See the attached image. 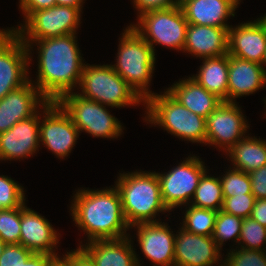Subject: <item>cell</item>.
I'll return each mask as SVG.
<instances>
[{
  "mask_svg": "<svg viewBox=\"0 0 266 266\" xmlns=\"http://www.w3.org/2000/svg\"><path fill=\"white\" fill-rule=\"evenodd\" d=\"M22 42L27 46L29 56L33 44L38 47V75L36 81L31 82L48 101H58L79 86L85 63L76 34Z\"/></svg>",
  "mask_w": 266,
  "mask_h": 266,
  "instance_id": "cell-1",
  "label": "cell"
},
{
  "mask_svg": "<svg viewBox=\"0 0 266 266\" xmlns=\"http://www.w3.org/2000/svg\"><path fill=\"white\" fill-rule=\"evenodd\" d=\"M73 198L71 216L78 230L86 233L87 242L120 239L130 235L127 233L130 226L124 216L116 186L101 190L78 189Z\"/></svg>",
  "mask_w": 266,
  "mask_h": 266,
  "instance_id": "cell-2",
  "label": "cell"
},
{
  "mask_svg": "<svg viewBox=\"0 0 266 266\" xmlns=\"http://www.w3.org/2000/svg\"><path fill=\"white\" fill-rule=\"evenodd\" d=\"M128 225L160 222L156 215L170 211L163 204L157 173L134 171L120 173L115 182ZM155 219V220H154Z\"/></svg>",
  "mask_w": 266,
  "mask_h": 266,
  "instance_id": "cell-3",
  "label": "cell"
},
{
  "mask_svg": "<svg viewBox=\"0 0 266 266\" xmlns=\"http://www.w3.org/2000/svg\"><path fill=\"white\" fill-rule=\"evenodd\" d=\"M117 51L116 64L112 65L114 71L146 101L154 94L149 90L156 63L153 48L133 27L127 25Z\"/></svg>",
  "mask_w": 266,
  "mask_h": 266,
  "instance_id": "cell-4",
  "label": "cell"
},
{
  "mask_svg": "<svg viewBox=\"0 0 266 266\" xmlns=\"http://www.w3.org/2000/svg\"><path fill=\"white\" fill-rule=\"evenodd\" d=\"M145 101V122L162 127L184 141L206 145V118L190 112L166 90Z\"/></svg>",
  "mask_w": 266,
  "mask_h": 266,
  "instance_id": "cell-5",
  "label": "cell"
},
{
  "mask_svg": "<svg viewBox=\"0 0 266 266\" xmlns=\"http://www.w3.org/2000/svg\"><path fill=\"white\" fill-rule=\"evenodd\" d=\"M82 97L109 107L145 105L137 92L114 71L112 64H84L79 86Z\"/></svg>",
  "mask_w": 266,
  "mask_h": 266,
  "instance_id": "cell-6",
  "label": "cell"
},
{
  "mask_svg": "<svg viewBox=\"0 0 266 266\" xmlns=\"http://www.w3.org/2000/svg\"><path fill=\"white\" fill-rule=\"evenodd\" d=\"M133 29L153 48L159 44L166 48L183 51L188 22L180 5L149 11L138 18Z\"/></svg>",
  "mask_w": 266,
  "mask_h": 266,
  "instance_id": "cell-7",
  "label": "cell"
},
{
  "mask_svg": "<svg viewBox=\"0 0 266 266\" xmlns=\"http://www.w3.org/2000/svg\"><path fill=\"white\" fill-rule=\"evenodd\" d=\"M57 102L70 115L80 133L107 139L118 138L123 133L120 121L110 114L104 104L86 99L77 92L67 93Z\"/></svg>",
  "mask_w": 266,
  "mask_h": 266,
  "instance_id": "cell-8",
  "label": "cell"
},
{
  "mask_svg": "<svg viewBox=\"0 0 266 266\" xmlns=\"http://www.w3.org/2000/svg\"><path fill=\"white\" fill-rule=\"evenodd\" d=\"M81 12L71 6L55 5L33 12L24 23L8 30L14 31L21 40H42L50 37L77 34L81 24Z\"/></svg>",
  "mask_w": 266,
  "mask_h": 266,
  "instance_id": "cell-9",
  "label": "cell"
},
{
  "mask_svg": "<svg viewBox=\"0 0 266 266\" xmlns=\"http://www.w3.org/2000/svg\"><path fill=\"white\" fill-rule=\"evenodd\" d=\"M206 171L208 168L199 156L189 155L168 172H156L161 198L169 211L190 204L200 178Z\"/></svg>",
  "mask_w": 266,
  "mask_h": 266,
  "instance_id": "cell-10",
  "label": "cell"
},
{
  "mask_svg": "<svg viewBox=\"0 0 266 266\" xmlns=\"http://www.w3.org/2000/svg\"><path fill=\"white\" fill-rule=\"evenodd\" d=\"M42 114H40V142L55 156L65 159L74 148L80 131L57 101H48L43 106Z\"/></svg>",
  "mask_w": 266,
  "mask_h": 266,
  "instance_id": "cell-11",
  "label": "cell"
},
{
  "mask_svg": "<svg viewBox=\"0 0 266 266\" xmlns=\"http://www.w3.org/2000/svg\"><path fill=\"white\" fill-rule=\"evenodd\" d=\"M32 58L21 38L8 29L0 32V99L30 79Z\"/></svg>",
  "mask_w": 266,
  "mask_h": 266,
  "instance_id": "cell-12",
  "label": "cell"
},
{
  "mask_svg": "<svg viewBox=\"0 0 266 266\" xmlns=\"http://www.w3.org/2000/svg\"><path fill=\"white\" fill-rule=\"evenodd\" d=\"M249 127L238 104L223 101L206 117V145L226 152L246 136Z\"/></svg>",
  "mask_w": 266,
  "mask_h": 266,
  "instance_id": "cell-13",
  "label": "cell"
},
{
  "mask_svg": "<svg viewBox=\"0 0 266 266\" xmlns=\"http://www.w3.org/2000/svg\"><path fill=\"white\" fill-rule=\"evenodd\" d=\"M220 251L212 236L192 234L180 227L175 238L174 266H222L224 254Z\"/></svg>",
  "mask_w": 266,
  "mask_h": 266,
  "instance_id": "cell-14",
  "label": "cell"
},
{
  "mask_svg": "<svg viewBox=\"0 0 266 266\" xmlns=\"http://www.w3.org/2000/svg\"><path fill=\"white\" fill-rule=\"evenodd\" d=\"M18 121L6 132L0 133V160L12 161L31 157L40 147V113Z\"/></svg>",
  "mask_w": 266,
  "mask_h": 266,
  "instance_id": "cell-15",
  "label": "cell"
},
{
  "mask_svg": "<svg viewBox=\"0 0 266 266\" xmlns=\"http://www.w3.org/2000/svg\"><path fill=\"white\" fill-rule=\"evenodd\" d=\"M137 229V241L144 257L154 266H174L176 234L165 222L137 223L130 229Z\"/></svg>",
  "mask_w": 266,
  "mask_h": 266,
  "instance_id": "cell-16",
  "label": "cell"
},
{
  "mask_svg": "<svg viewBox=\"0 0 266 266\" xmlns=\"http://www.w3.org/2000/svg\"><path fill=\"white\" fill-rule=\"evenodd\" d=\"M47 102L31 79L12 90L0 99V133L9 130L18 121L34 116Z\"/></svg>",
  "mask_w": 266,
  "mask_h": 266,
  "instance_id": "cell-17",
  "label": "cell"
},
{
  "mask_svg": "<svg viewBox=\"0 0 266 266\" xmlns=\"http://www.w3.org/2000/svg\"><path fill=\"white\" fill-rule=\"evenodd\" d=\"M53 225L38 212L28 208L26 203L21 206L20 241L19 244L33 253H45L58 256L55 249L60 234Z\"/></svg>",
  "mask_w": 266,
  "mask_h": 266,
  "instance_id": "cell-18",
  "label": "cell"
},
{
  "mask_svg": "<svg viewBox=\"0 0 266 266\" xmlns=\"http://www.w3.org/2000/svg\"><path fill=\"white\" fill-rule=\"evenodd\" d=\"M239 24L228 30V54L263 65L266 53L265 26L258 18Z\"/></svg>",
  "mask_w": 266,
  "mask_h": 266,
  "instance_id": "cell-19",
  "label": "cell"
},
{
  "mask_svg": "<svg viewBox=\"0 0 266 266\" xmlns=\"http://www.w3.org/2000/svg\"><path fill=\"white\" fill-rule=\"evenodd\" d=\"M130 236L120 239L93 240L80 248L96 266H141Z\"/></svg>",
  "mask_w": 266,
  "mask_h": 266,
  "instance_id": "cell-20",
  "label": "cell"
},
{
  "mask_svg": "<svg viewBox=\"0 0 266 266\" xmlns=\"http://www.w3.org/2000/svg\"><path fill=\"white\" fill-rule=\"evenodd\" d=\"M189 24L229 29V18L235 17L238 8L230 0H179Z\"/></svg>",
  "mask_w": 266,
  "mask_h": 266,
  "instance_id": "cell-21",
  "label": "cell"
},
{
  "mask_svg": "<svg viewBox=\"0 0 266 266\" xmlns=\"http://www.w3.org/2000/svg\"><path fill=\"white\" fill-rule=\"evenodd\" d=\"M265 80L263 65L229 55L228 102L265 88Z\"/></svg>",
  "mask_w": 266,
  "mask_h": 266,
  "instance_id": "cell-22",
  "label": "cell"
},
{
  "mask_svg": "<svg viewBox=\"0 0 266 266\" xmlns=\"http://www.w3.org/2000/svg\"><path fill=\"white\" fill-rule=\"evenodd\" d=\"M228 30L188 24L183 52L200 59L228 54Z\"/></svg>",
  "mask_w": 266,
  "mask_h": 266,
  "instance_id": "cell-23",
  "label": "cell"
},
{
  "mask_svg": "<svg viewBox=\"0 0 266 266\" xmlns=\"http://www.w3.org/2000/svg\"><path fill=\"white\" fill-rule=\"evenodd\" d=\"M166 91L190 112L204 118L209 116L223 101L208 92L191 77L173 83Z\"/></svg>",
  "mask_w": 266,
  "mask_h": 266,
  "instance_id": "cell-24",
  "label": "cell"
},
{
  "mask_svg": "<svg viewBox=\"0 0 266 266\" xmlns=\"http://www.w3.org/2000/svg\"><path fill=\"white\" fill-rule=\"evenodd\" d=\"M202 65L196 75H192L198 84L222 101L228 102L229 54L219 57L202 58Z\"/></svg>",
  "mask_w": 266,
  "mask_h": 266,
  "instance_id": "cell-25",
  "label": "cell"
},
{
  "mask_svg": "<svg viewBox=\"0 0 266 266\" xmlns=\"http://www.w3.org/2000/svg\"><path fill=\"white\" fill-rule=\"evenodd\" d=\"M232 168L249 173L266 165V140L245 136L225 152Z\"/></svg>",
  "mask_w": 266,
  "mask_h": 266,
  "instance_id": "cell-26",
  "label": "cell"
},
{
  "mask_svg": "<svg viewBox=\"0 0 266 266\" xmlns=\"http://www.w3.org/2000/svg\"><path fill=\"white\" fill-rule=\"evenodd\" d=\"M223 202L224 197L219 177L209 176L206 171L200 178L190 205L218 212L222 210Z\"/></svg>",
  "mask_w": 266,
  "mask_h": 266,
  "instance_id": "cell-27",
  "label": "cell"
},
{
  "mask_svg": "<svg viewBox=\"0 0 266 266\" xmlns=\"http://www.w3.org/2000/svg\"><path fill=\"white\" fill-rule=\"evenodd\" d=\"M186 206L188 207H186L181 228L192 234L212 236L217 211L190 204Z\"/></svg>",
  "mask_w": 266,
  "mask_h": 266,
  "instance_id": "cell-28",
  "label": "cell"
},
{
  "mask_svg": "<svg viewBox=\"0 0 266 266\" xmlns=\"http://www.w3.org/2000/svg\"><path fill=\"white\" fill-rule=\"evenodd\" d=\"M242 222L241 217L228 214L222 210L217 212L212 238L221 250L227 240L233 238L235 243L239 242Z\"/></svg>",
  "mask_w": 266,
  "mask_h": 266,
  "instance_id": "cell-29",
  "label": "cell"
},
{
  "mask_svg": "<svg viewBox=\"0 0 266 266\" xmlns=\"http://www.w3.org/2000/svg\"><path fill=\"white\" fill-rule=\"evenodd\" d=\"M238 245L244 249L266 251V227L250 217L243 219Z\"/></svg>",
  "mask_w": 266,
  "mask_h": 266,
  "instance_id": "cell-30",
  "label": "cell"
},
{
  "mask_svg": "<svg viewBox=\"0 0 266 266\" xmlns=\"http://www.w3.org/2000/svg\"><path fill=\"white\" fill-rule=\"evenodd\" d=\"M219 179L222 186L223 197H232L236 195L252 194L251 180L249 174L232 168L225 171V174Z\"/></svg>",
  "mask_w": 266,
  "mask_h": 266,
  "instance_id": "cell-31",
  "label": "cell"
},
{
  "mask_svg": "<svg viewBox=\"0 0 266 266\" xmlns=\"http://www.w3.org/2000/svg\"><path fill=\"white\" fill-rule=\"evenodd\" d=\"M21 207L0 209V238L6 244H19Z\"/></svg>",
  "mask_w": 266,
  "mask_h": 266,
  "instance_id": "cell-32",
  "label": "cell"
},
{
  "mask_svg": "<svg viewBox=\"0 0 266 266\" xmlns=\"http://www.w3.org/2000/svg\"><path fill=\"white\" fill-rule=\"evenodd\" d=\"M23 186L8 176L0 175V209H14L25 203Z\"/></svg>",
  "mask_w": 266,
  "mask_h": 266,
  "instance_id": "cell-33",
  "label": "cell"
},
{
  "mask_svg": "<svg viewBox=\"0 0 266 266\" xmlns=\"http://www.w3.org/2000/svg\"><path fill=\"white\" fill-rule=\"evenodd\" d=\"M227 253L222 266H266V251L244 249L237 245Z\"/></svg>",
  "mask_w": 266,
  "mask_h": 266,
  "instance_id": "cell-34",
  "label": "cell"
},
{
  "mask_svg": "<svg viewBox=\"0 0 266 266\" xmlns=\"http://www.w3.org/2000/svg\"><path fill=\"white\" fill-rule=\"evenodd\" d=\"M255 200L253 194L224 197L222 211L245 219L250 217Z\"/></svg>",
  "mask_w": 266,
  "mask_h": 266,
  "instance_id": "cell-35",
  "label": "cell"
},
{
  "mask_svg": "<svg viewBox=\"0 0 266 266\" xmlns=\"http://www.w3.org/2000/svg\"><path fill=\"white\" fill-rule=\"evenodd\" d=\"M33 254L21 244H7L0 256V266H21Z\"/></svg>",
  "mask_w": 266,
  "mask_h": 266,
  "instance_id": "cell-36",
  "label": "cell"
},
{
  "mask_svg": "<svg viewBox=\"0 0 266 266\" xmlns=\"http://www.w3.org/2000/svg\"><path fill=\"white\" fill-rule=\"evenodd\" d=\"M132 2L138 12L136 18L149 11L167 9L179 4V0H133Z\"/></svg>",
  "mask_w": 266,
  "mask_h": 266,
  "instance_id": "cell-37",
  "label": "cell"
},
{
  "mask_svg": "<svg viewBox=\"0 0 266 266\" xmlns=\"http://www.w3.org/2000/svg\"><path fill=\"white\" fill-rule=\"evenodd\" d=\"M255 199H266V165L248 173Z\"/></svg>",
  "mask_w": 266,
  "mask_h": 266,
  "instance_id": "cell-38",
  "label": "cell"
},
{
  "mask_svg": "<svg viewBox=\"0 0 266 266\" xmlns=\"http://www.w3.org/2000/svg\"><path fill=\"white\" fill-rule=\"evenodd\" d=\"M59 266H96L94 262L80 249L66 252L59 259Z\"/></svg>",
  "mask_w": 266,
  "mask_h": 266,
  "instance_id": "cell-39",
  "label": "cell"
},
{
  "mask_svg": "<svg viewBox=\"0 0 266 266\" xmlns=\"http://www.w3.org/2000/svg\"><path fill=\"white\" fill-rule=\"evenodd\" d=\"M56 5V0H19V8L26 20L33 12Z\"/></svg>",
  "mask_w": 266,
  "mask_h": 266,
  "instance_id": "cell-40",
  "label": "cell"
},
{
  "mask_svg": "<svg viewBox=\"0 0 266 266\" xmlns=\"http://www.w3.org/2000/svg\"><path fill=\"white\" fill-rule=\"evenodd\" d=\"M58 265H59V258L57 256L45 253H34L21 266H58Z\"/></svg>",
  "mask_w": 266,
  "mask_h": 266,
  "instance_id": "cell-41",
  "label": "cell"
},
{
  "mask_svg": "<svg viewBox=\"0 0 266 266\" xmlns=\"http://www.w3.org/2000/svg\"><path fill=\"white\" fill-rule=\"evenodd\" d=\"M250 218L266 227V199H256Z\"/></svg>",
  "mask_w": 266,
  "mask_h": 266,
  "instance_id": "cell-42",
  "label": "cell"
},
{
  "mask_svg": "<svg viewBox=\"0 0 266 266\" xmlns=\"http://www.w3.org/2000/svg\"><path fill=\"white\" fill-rule=\"evenodd\" d=\"M85 0H56V5L58 6H71L77 8L82 12L83 4Z\"/></svg>",
  "mask_w": 266,
  "mask_h": 266,
  "instance_id": "cell-43",
  "label": "cell"
},
{
  "mask_svg": "<svg viewBox=\"0 0 266 266\" xmlns=\"http://www.w3.org/2000/svg\"><path fill=\"white\" fill-rule=\"evenodd\" d=\"M7 244L0 238V256L4 250V247L6 246Z\"/></svg>",
  "mask_w": 266,
  "mask_h": 266,
  "instance_id": "cell-44",
  "label": "cell"
},
{
  "mask_svg": "<svg viewBox=\"0 0 266 266\" xmlns=\"http://www.w3.org/2000/svg\"><path fill=\"white\" fill-rule=\"evenodd\" d=\"M261 22H262V24L265 26V28H266V14L264 15V16H260V18H258Z\"/></svg>",
  "mask_w": 266,
  "mask_h": 266,
  "instance_id": "cell-45",
  "label": "cell"
},
{
  "mask_svg": "<svg viewBox=\"0 0 266 266\" xmlns=\"http://www.w3.org/2000/svg\"><path fill=\"white\" fill-rule=\"evenodd\" d=\"M232 1L237 7L239 6L241 0H230Z\"/></svg>",
  "mask_w": 266,
  "mask_h": 266,
  "instance_id": "cell-46",
  "label": "cell"
},
{
  "mask_svg": "<svg viewBox=\"0 0 266 266\" xmlns=\"http://www.w3.org/2000/svg\"><path fill=\"white\" fill-rule=\"evenodd\" d=\"M265 66H266V53H265V57H264V60H263V67L266 68Z\"/></svg>",
  "mask_w": 266,
  "mask_h": 266,
  "instance_id": "cell-47",
  "label": "cell"
},
{
  "mask_svg": "<svg viewBox=\"0 0 266 266\" xmlns=\"http://www.w3.org/2000/svg\"><path fill=\"white\" fill-rule=\"evenodd\" d=\"M265 87H266V80H265ZM264 100V103L266 104V98H263ZM265 107H266V105H265ZM265 114H266V112H265Z\"/></svg>",
  "mask_w": 266,
  "mask_h": 266,
  "instance_id": "cell-48",
  "label": "cell"
}]
</instances>
